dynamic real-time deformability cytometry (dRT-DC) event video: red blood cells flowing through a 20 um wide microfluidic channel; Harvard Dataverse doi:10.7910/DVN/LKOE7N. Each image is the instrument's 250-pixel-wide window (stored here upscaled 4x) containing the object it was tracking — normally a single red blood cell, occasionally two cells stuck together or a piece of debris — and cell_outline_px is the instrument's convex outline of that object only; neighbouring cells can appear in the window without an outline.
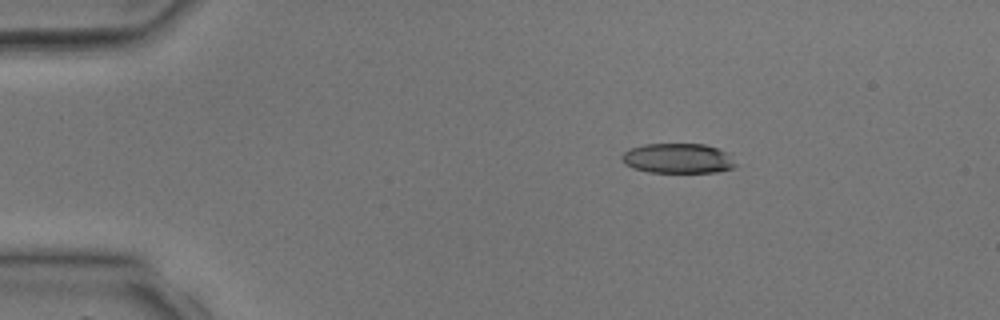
{"species": "common noctule bat (a hibernating species)", "species_latin": "Nyctalus noctula", "temperature_condition": "room temperature", "stored_images_in_passage": 3, "camera_frame_rate_fps": 3000, "um_per_image_px": 0.085, "animal": {"sex": "male", "body_mass_g": 17.9, "forearm_length_mm": 54.2}, "frame": {"image": 1, "passage_image": 2, "time_ms": 1.333, "image_size_px": [1000, 320], "cell_outline_px": [[736, 164], [732, 168], [716, 172], [648, 172], [632, 168], [624, 164], [620, 160], [620, 156], [624, 152], [632, 148], [644, 144], [704, 144], [728, 152]], "centroid_in_image_um": [57.59, 13.46], "position_along_channel_um": 27.4, "area_um2": 19.88}}